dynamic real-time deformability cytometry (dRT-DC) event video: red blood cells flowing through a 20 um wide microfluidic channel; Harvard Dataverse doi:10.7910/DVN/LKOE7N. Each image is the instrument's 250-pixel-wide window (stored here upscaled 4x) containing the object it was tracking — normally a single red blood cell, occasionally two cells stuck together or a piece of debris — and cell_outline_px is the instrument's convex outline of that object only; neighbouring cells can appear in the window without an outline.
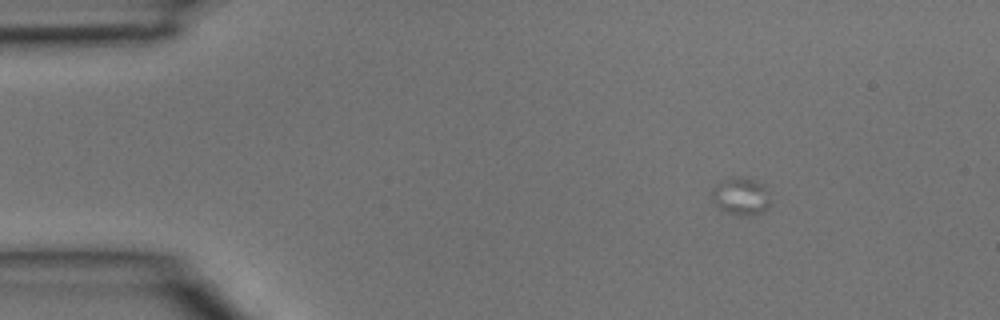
{"species": "common noctule bat (a hibernating species)", "species_latin": "Nyctalus noctula", "temperature_condition": "room temperature", "stored_images_in_passage": 2, "camera_frame_rate_fps": 3000, "um_per_image_px": 0.085, "animal": {"sex": "male", "body_mass_g": 15.6}, "frame": {"image": 1, "passage_image": 1, "time_ms": 0.0, "image_size_px": [1000, 320], "cell_outline_px": [[768, 204], [764, 212], [752, 216], [744, 216], [728, 212], [720, 208], [712, 200], [712, 188], [732, 176], [740, 176], [764, 184], [768, 200]], "centroid_in_image_um": [62.97, 16.69], "position_along_channel_um": 22.0, "area_um2": 12.48}}